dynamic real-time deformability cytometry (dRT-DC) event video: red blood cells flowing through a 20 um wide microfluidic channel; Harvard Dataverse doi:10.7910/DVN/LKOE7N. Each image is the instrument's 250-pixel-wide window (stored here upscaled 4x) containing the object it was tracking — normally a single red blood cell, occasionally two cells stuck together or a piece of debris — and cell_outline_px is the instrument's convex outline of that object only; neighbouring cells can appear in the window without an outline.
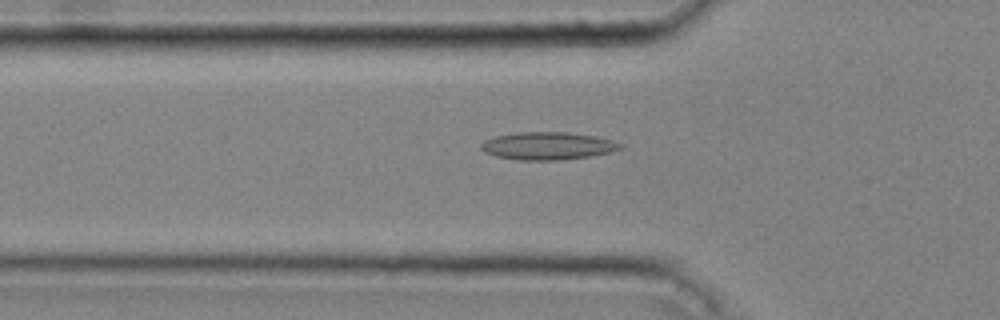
{"species": "common noctule bat (a hibernating species)", "species_latin": "Nyctalus noctula", "temperature_condition": "cold", "stored_images_in_passage": 45, "camera_frame_rate_fps": 3000, "um_per_image_px": 0.085, "animal": {"sex": "male", "body_mass_g": 20.4}, "frame": {"image": 1, "passage_image": 16, "time_ms": 5.0, "image_size_px": [1000, 320], "cell_outline_px": [[624, 148], [592, 156], [560, 160], [516, 160], [496, 156], [484, 152], [480, 148], [480, 144], [484, 140], [496, 136], [516, 132], [568, 132], [596, 136], [612, 140], [624, 144]], "centroid_in_image_um": [46.56, 12.4], "position_along_channel_um": 79.2, "area_um2": 22.66}}
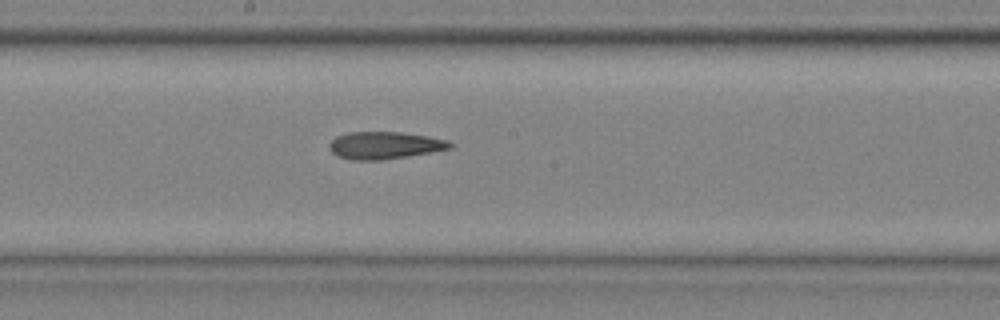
{"frame": {"image": 2, "passage_image": 26, "time_ms": 8.333, "image_size_px": [1000, 320], "cell_outline_px": [[456, 144], [452, 148], [408, 156], [380, 160], [352, 160], [336, 156], [328, 148], [328, 144], [336, 136], [348, 132], [404, 132], [428, 136], [448, 140]], "centroid_in_image_um": [32.7, 12.35], "position_along_channel_um": 215.5, "area_um2": 19.42}}
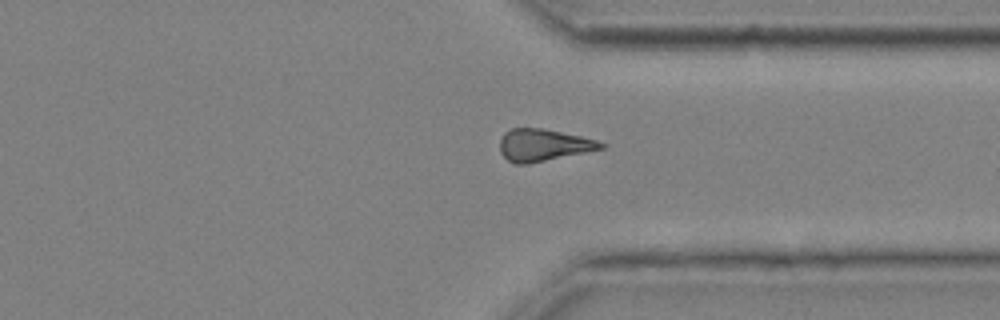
{"frame": {"image": 3, "passage_image": 37, "time_ms": 12.0, "image_size_px": [1000, 320], "cell_outline_px": [[608, 144], [604, 148], [528, 164], [516, 164], [508, 160], [500, 152], [500, 140], [504, 132], [512, 128], [540, 128], [580, 136], [596, 140]], "centroid_in_image_um": [46.17, 12.33], "position_along_channel_um": 365.2, "area_um2": 18.73}, "authors_computed_cell_mechanics": {"area_um2": 19.7676, "velocity_mm_per_s": 4.0788, "shape_relaxation_time_tau1_ms": null, "shape_relaxation_time_tau2_ms": 5.2518, "deformation_change_tau1": null, "deformation_change_tau2": 0.1504}}